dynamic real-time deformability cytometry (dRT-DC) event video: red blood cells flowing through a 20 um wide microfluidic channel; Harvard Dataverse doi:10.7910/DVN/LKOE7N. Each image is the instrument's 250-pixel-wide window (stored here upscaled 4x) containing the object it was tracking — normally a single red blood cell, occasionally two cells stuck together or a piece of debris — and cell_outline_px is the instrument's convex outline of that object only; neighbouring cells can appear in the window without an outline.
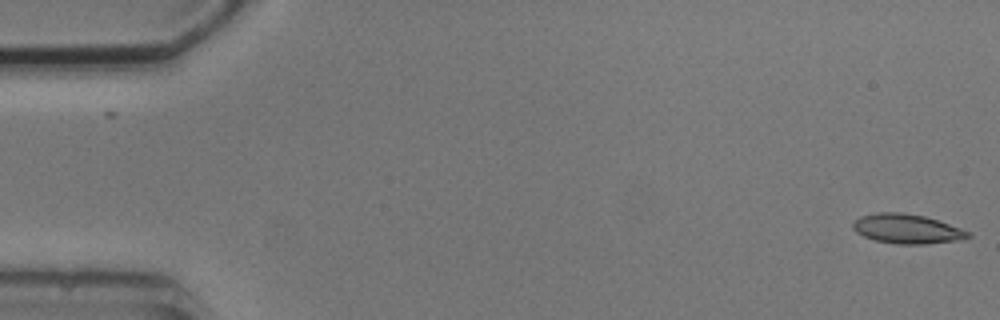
{"species": "common noctule bat (a hibernating species)", "species_latin": "Nyctalus noctula", "temperature_condition": "cold", "stored_images_in_passage": 4, "camera_frame_rate_fps": 3000, "um_per_image_px": 0.085, "animal": {"sex": "male", "body_mass_g": 20.5, "forearm_length_mm": 52.5}, "frame": {"image": 1, "passage_image": 1, "time_ms": 0.0, "image_size_px": [1000, 320], "cell_outline_px": [[972, 236], [964, 240], [924, 244], [896, 244], [876, 240], [864, 236], [856, 232], [852, 228], [852, 220], [860, 216], [876, 212], [900, 212], [924, 216], [972, 232]], "centroid_in_image_um": [77.09, 19.45], "position_along_channel_um": 7.9, "area_um2": 19.94}}
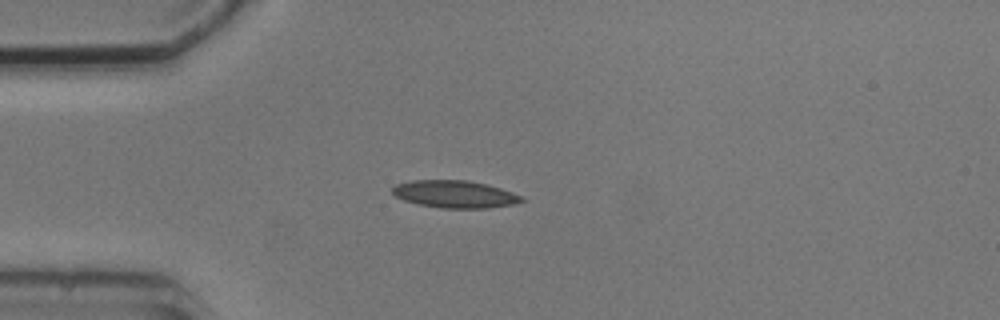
{"frame": {"image": 2, "passage_image": 4, "time_ms": 4.333, "image_size_px": [1000, 320], "cell_outline_px": [[528, 200], [512, 204], [488, 208], [440, 208], [420, 204], [404, 200], [396, 196], [392, 192], [392, 188], [396, 184], [412, 180], [468, 180], [488, 184], [524, 196]], "centroid_in_image_um": [38.7, 16.5], "position_along_channel_um": 46.3, "area_um2": 20.69}}